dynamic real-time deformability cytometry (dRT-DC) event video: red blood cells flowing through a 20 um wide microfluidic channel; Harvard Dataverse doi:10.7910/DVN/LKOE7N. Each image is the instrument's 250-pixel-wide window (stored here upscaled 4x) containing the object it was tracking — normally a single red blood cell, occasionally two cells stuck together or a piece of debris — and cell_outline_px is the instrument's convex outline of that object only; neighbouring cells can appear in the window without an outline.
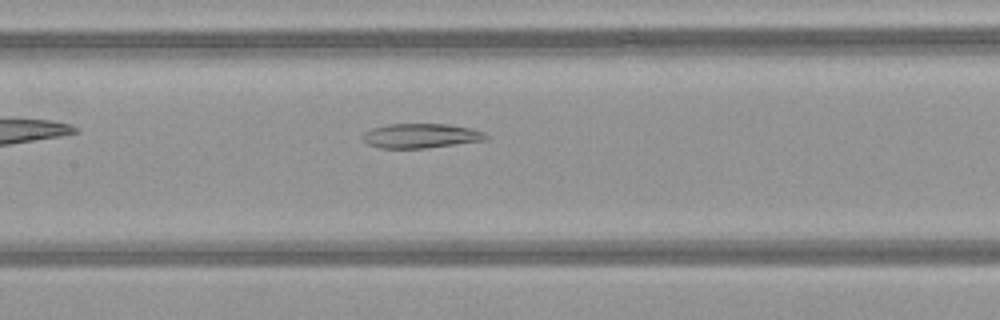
{"species": "common noctule bat (a hibernating species)", "species_latin": "Nyctalus noctula", "temperature_condition": "warm", "stored_images_in_passage": 37, "camera_frame_rate_fps": 3000, "um_per_image_px": 0.085, "animal": {"sex": "female", "body_mass_g": 21.9}, "frame": {"image": 1, "passage_image": 15, "time_ms": 4.667, "image_size_px": [1000, 320], "cell_outline_px": [[488, 140], [424, 148], [380, 148], [368, 144], [364, 140], [364, 132], [372, 128], [388, 124], [448, 124], [472, 128], [484, 132], [488, 136]], "centroid_in_image_um": [35.81, 11.54], "position_along_channel_um": 171.6, "area_um2": 17.57}}
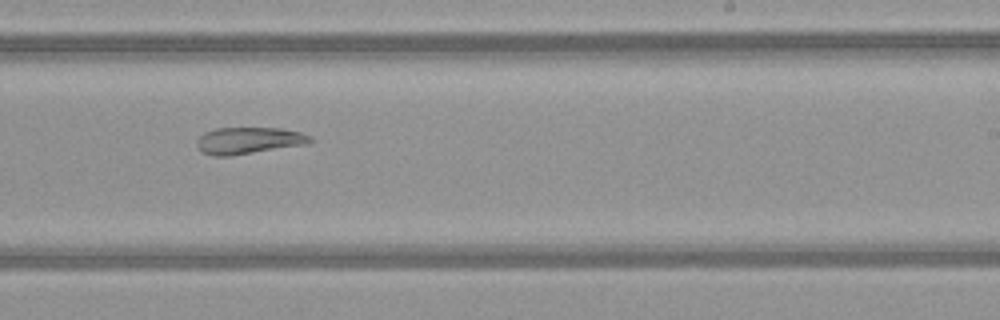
{"frame": {"image": 2, "passage_image": 22, "time_ms": 7.0, "image_size_px": [1000, 320], "cell_outline_px": [[316, 140], [308, 144], [228, 156], [212, 156], [200, 152], [196, 144], [196, 140], [204, 132], [216, 128], [280, 128], [300, 132], [312, 136]], "centroid_in_image_um": [21.14, 11.95], "position_along_channel_um": 267.9, "area_um2": 17.86}}
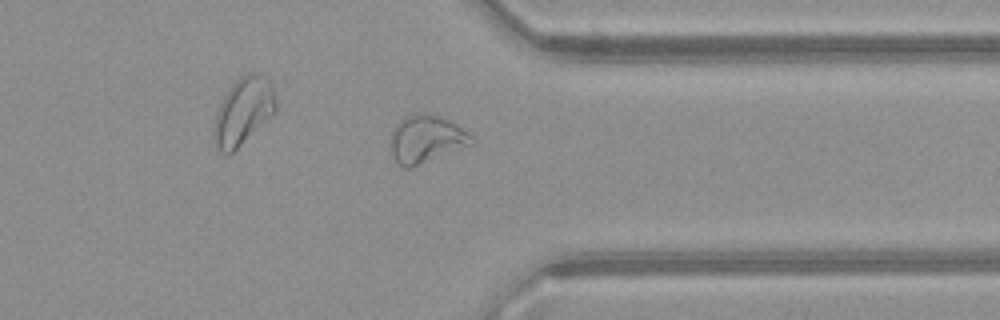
{"frame": {"image": 3, "passage_image": 30, "time_ms": 9.667, "image_size_px": [1000, 320], "cell_outline_px": [[476, 144], [412, 168], [400, 168], [392, 156], [388, 148], [392, 132], [396, 124], [400, 120], [416, 112], [424, 112], [436, 116], [456, 124], [468, 132], [476, 140]], "centroid_in_image_um": [36.22, 11.87], "position_along_channel_um": 375.2, "area_um2": 23.12}, "authors_computed_cell_mechanics": {"area_um2": 20.7502, "velocity_mm_per_s": 4.1495, "shape_relaxation_time_tau1_ms": null, "shape_relaxation_time_tau2_ms": 4.0898, "deformation_change_tau1": null, "deformation_change_tau2": 0.112}}